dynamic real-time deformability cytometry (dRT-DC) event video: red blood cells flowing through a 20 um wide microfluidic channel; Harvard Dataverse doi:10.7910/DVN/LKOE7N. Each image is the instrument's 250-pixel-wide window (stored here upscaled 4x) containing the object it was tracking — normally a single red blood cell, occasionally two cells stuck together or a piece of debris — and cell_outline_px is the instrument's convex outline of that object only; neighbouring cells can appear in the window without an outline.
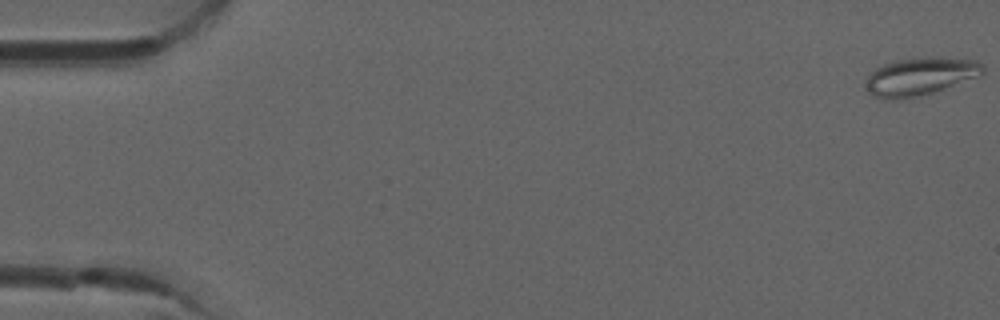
{"species": "common noctule bat (a hibernating species)", "species_latin": "Nyctalus noctula", "temperature_condition": "room temperature", "stored_images_in_passage": 3, "camera_frame_rate_fps": 3000, "um_per_image_px": 0.085, "animal": {"sex": "male", "forearm_length_mm": 52.5}, "frame": {"image": 1, "passage_image": 1, "time_ms": 0.0, "image_size_px": [1000, 320], "cell_outline_px": [[984, 72], [976, 76], [932, 92], [920, 96], [896, 100], [884, 100], [872, 96], [868, 92], [868, 76], [876, 68], [884, 64], [896, 60], [924, 56], [940, 56], [976, 60], [984, 64]], "centroid_in_image_um": [78.2, 6.47], "position_along_channel_um": 6.8, "area_um2": 25.78}}